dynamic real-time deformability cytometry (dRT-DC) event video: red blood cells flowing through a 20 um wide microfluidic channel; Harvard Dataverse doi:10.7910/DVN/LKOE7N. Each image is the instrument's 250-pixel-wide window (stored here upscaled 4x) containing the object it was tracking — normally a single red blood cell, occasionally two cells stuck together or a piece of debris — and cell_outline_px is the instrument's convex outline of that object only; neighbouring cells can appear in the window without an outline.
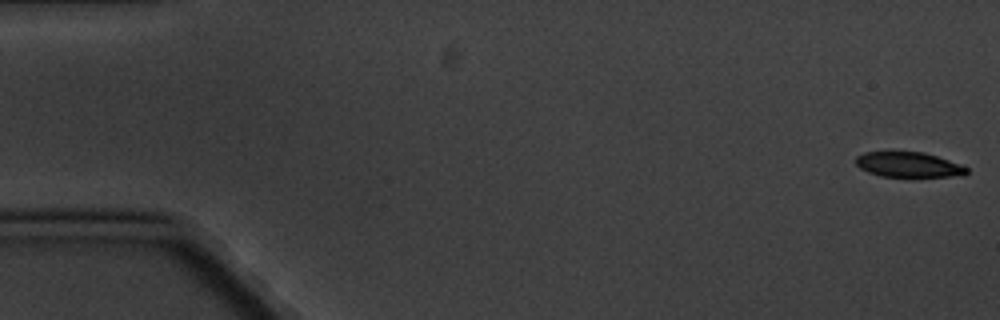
{"species": "common noctule bat (a hibernating species)", "species_latin": "Nyctalus noctula", "temperature_condition": "cold", "stored_images_in_passage": 8, "camera_frame_rate_fps": 3000, "um_per_image_px": 0.085, "animal": {"sex": "male", "body_mass_g": 20.1, "forearm_length_mm": 53.5}, "frame": {"image": 1, "passage_image": 1, "time_ms": 0.0, "image_size_px": [1000, 320], "cell_outline_px": [[968, 172], [964, 176], [912, 180], [880, 176], [868, 172], [860, 168], [856, 164], [856, 156], [864, 152], [924, 152], [948, 160], [968, 168]], "centroid_in_image_um": [77.27, 14.07], "position_along_channel_um": 7.7, "area_um2": 17.22}}
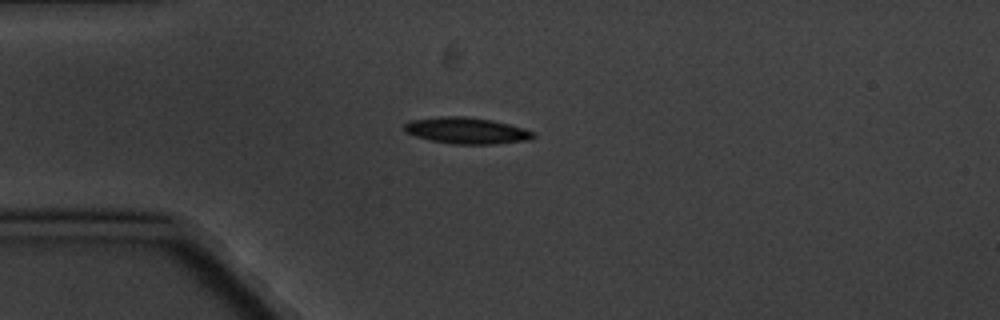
{"frame": {"image": 2, "passage_image": 5, "time_ms": 4.667, "image_size_px": [1000, 320], "cell_outline_px": [[536, 136], [532, 140], [492, 144], [452, 144], [432, 140], [416, 136], [404, 132], [404, 124], [408, 120], [440, 116], [464, 116], [492, 120], [524, 128], [532, 132]], "centroid_in_image_um": [39.65, 11.1], "position_along_channel_um": 45.4, "area_um2": 19.88}}